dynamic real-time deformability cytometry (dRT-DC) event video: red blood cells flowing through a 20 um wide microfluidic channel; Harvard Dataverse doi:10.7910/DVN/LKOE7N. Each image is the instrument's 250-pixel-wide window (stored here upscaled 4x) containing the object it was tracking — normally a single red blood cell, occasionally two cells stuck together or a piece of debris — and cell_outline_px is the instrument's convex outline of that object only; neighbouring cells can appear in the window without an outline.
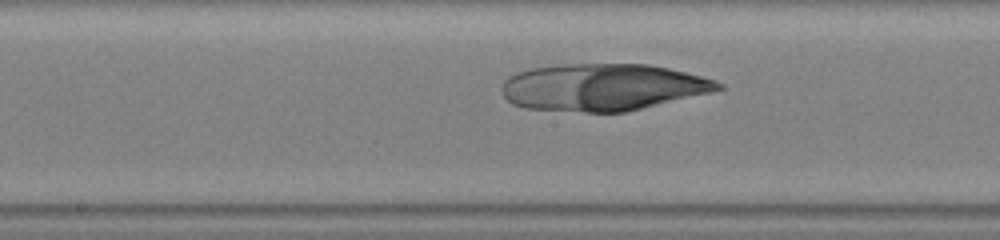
{"species": "human", "species_latin": "Homo sapiens", "temperature_condition": "warm", "stored_images_in_passage": 29, "camera_frame_rate_fps": 3000, "um_per_image_px": 0.085, "donor": {"sex": "male"}, "frame": {"image": 1, "passage_image": 14, "time_ms": 4.333, "image_size_px": [1000, 240], "cell_outline_px": [[724, 88], [712, 92], [624, 112], [584, 112], [524, 108], [512, 104], [504, 96], [504, 80], [508, 76], [516, 72], [528, 68], [556, 64], [648, 64], [668, 68], [716, 80], [724, 84]], "centroid_in_image_um": [51.21, 7.4], "position_along_channel_um": 197.0, "area_um2": 59.25}}
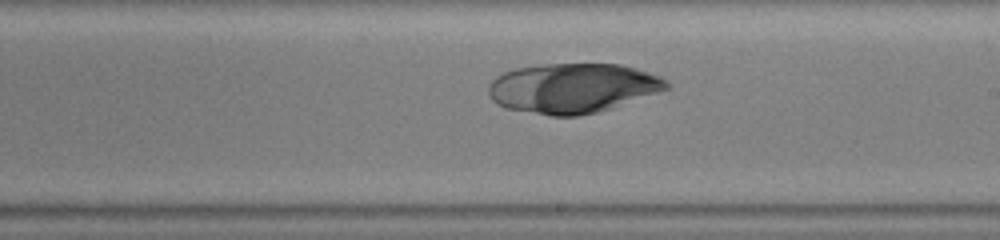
{"frame": {"image": 2, "passage_image": 17, "time_ms": 5.333, "image_size_px": [1000, 240], "cell_outline_px": [[668, 88], [612, 108], [580, 116], [552, 116], [504, 108], [496, 104], [492, 100], [488, 92], [488, 84], [496, 76], [504, 72], [516, 68], [544, 64], [620, 64], [636, 68], [660, 76], [668, 84]], "centroid_in_image_um": [48.62, 7.49], "position_along_channel_um": 240.4, "area_um2": 51.5}}
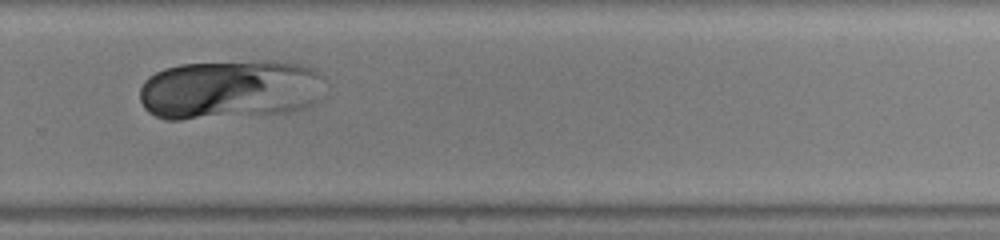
{"frame": {"image": 3, "passage_image": 22, "time_ms": 7.0, "image_size_px": [1000, 240], "cell_outline_px": [[324, 76], [220, 112], [180, 120], [164, 120], [148, 112], [144, 108], [140, 100], [140, 88], [144, 80], [148, 76], [164, 68], [180, 64], [260, 60], [272, 60], [296, 64], [312, 68], [320, 72]], "centroid_in_image_um": [18.47, 7.33], "position_along_channel_um": 311.3, "area_um2": 51.38}}